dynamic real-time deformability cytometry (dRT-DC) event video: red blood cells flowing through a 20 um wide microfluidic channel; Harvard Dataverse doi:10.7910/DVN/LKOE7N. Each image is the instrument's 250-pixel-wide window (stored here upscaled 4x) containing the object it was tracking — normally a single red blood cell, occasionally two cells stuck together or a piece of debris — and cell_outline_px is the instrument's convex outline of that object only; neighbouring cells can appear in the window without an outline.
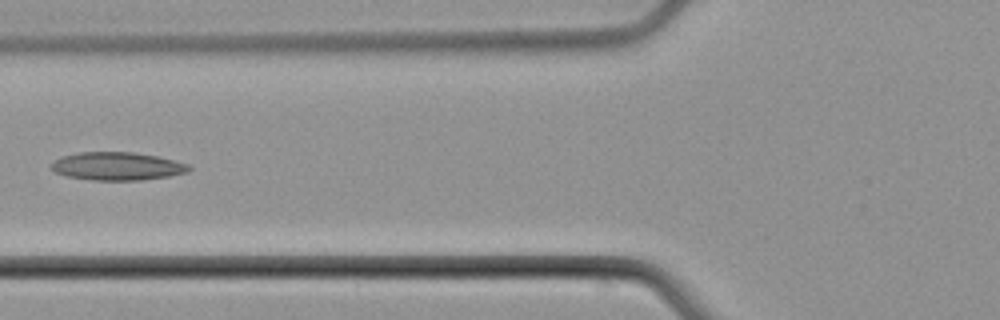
{"species": "common noctule bat (a hibernating species)", "species_latin": "Nyctalus noctula", "temperature_condition": "cold", "stored_images_in_passage": 5, "camera_frame_rate_fps": 3000, "um_per_image_px": 0.085, "animal": {"sex": "male", "body_mass_g": 21.5, "forearm_length_mm": 52.0}, "frame": {"image": 1, "passage_image": 4, "time_ms": 4.667, "image_size_px": [1000, 320], "cell_outline_px": [[192, 168], [188, 172], [168, 176], [140, 180], [92, 180], [68, 176], [56, 172], [52, 168], [52, 164], [56, 160], [64, 156], [80, 152], [132, 152], [156, 156], [188, 164]], "centroid_in_image_um": [10.0, 14.13], "position_along_channel_um": 115.8, "area_um2": 22.14}}
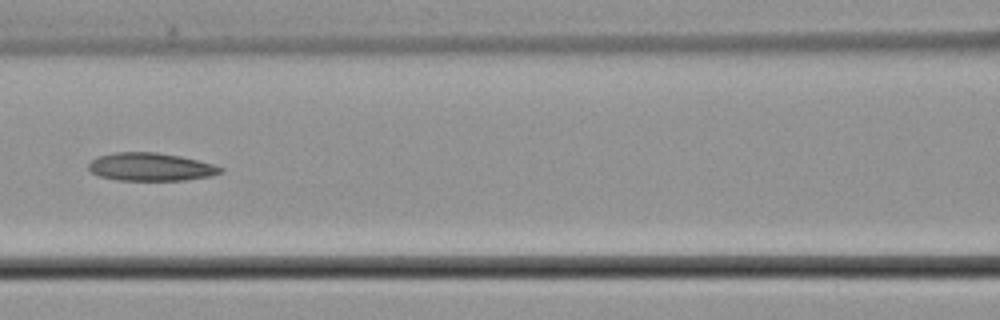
{"frame": {"image": 2, "passage_image": 5, "time_ms": 5.667, "image_size_px": [1000, 320], "cell_outline_px": [[224, 172], [212, 176], [184, 180], [116, 180], [100, 176], [92, 172], [88, 168], [88, 164], [96, 156], [116, 152], [156, 152], [180, 156], [216, 164], [224, 168]], "centroid_in_image_um": [12.85, 14.18], "position_along_channel_um": 153.8, "area_um2": 21.73}}